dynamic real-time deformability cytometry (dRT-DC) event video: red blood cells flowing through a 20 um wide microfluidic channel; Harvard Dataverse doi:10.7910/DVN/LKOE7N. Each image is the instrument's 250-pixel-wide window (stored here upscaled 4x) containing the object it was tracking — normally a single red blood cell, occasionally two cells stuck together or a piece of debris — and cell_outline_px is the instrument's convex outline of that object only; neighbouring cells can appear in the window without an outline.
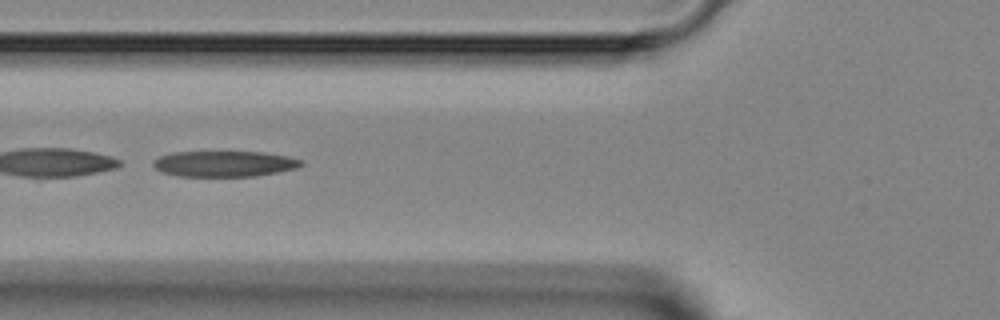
{"species": "Egyptian fruit bat (a non-hibernating species)", "species_latin": "Rousettus aegyptiacus", "temperature_condition": "room temperature", "stored_images_in_passage": 4, "camera_frame_rate_fps": 3000, "um_per_image_px": 0.085, "animal": {"sex": "female"}, "frame": {"image": 1, "passage_image": 3, "time_ms": 2.333, "image_size_px": [1000, 320], "cell_outline_px": [[304, 164], [296, 168], [280, 172], [256, 176], [176, 176], [164, 172], [156, 168], [152, 164], [152, 160], [160, 156], [172, 152], [264, 152], [288, 156], [304, 160]], "centroid_in_image_um": [19.1, 13.92], "position_along_channel_um": 106.7, "area_um2": 22.37}}
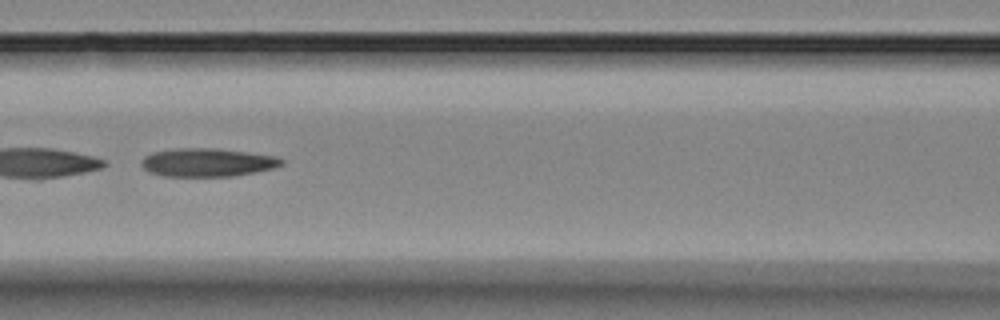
{"frame": {"image": 2, "passage_image": 4, "time_ms": 3.333, "image_size_px": [1000, 320], "cell_outline_px": [[284, 164], [272, 168], [256, 172], [232, 176], [164, 176], [148, 172], [140, 164], [140, 160], [144, 156], [152, 152], [176, 148], [216, 148], [272, 156], [284, 160]], "centroid_in_image_um": [17.56, 13.81], "position_along_channel_um": 149.0, "area_um2": 23.06}}